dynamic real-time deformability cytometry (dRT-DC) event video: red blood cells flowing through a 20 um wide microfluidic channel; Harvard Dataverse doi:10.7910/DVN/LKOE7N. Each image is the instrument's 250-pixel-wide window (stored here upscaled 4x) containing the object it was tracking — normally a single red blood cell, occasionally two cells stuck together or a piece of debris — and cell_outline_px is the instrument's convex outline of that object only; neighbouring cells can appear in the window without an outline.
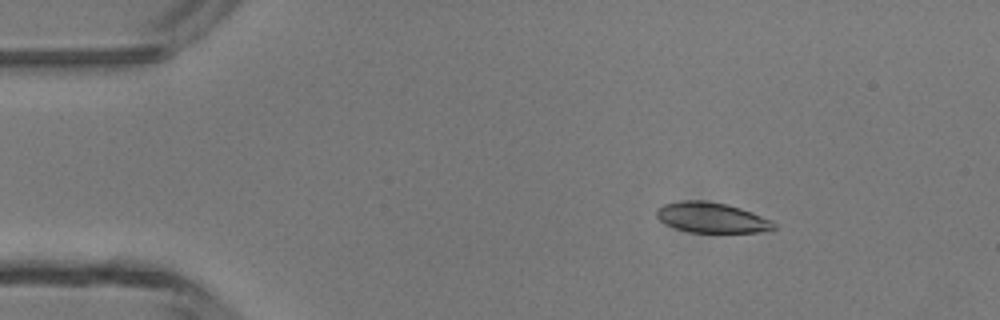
{"species": "common noctule bat (a hibernating species)", "species_latin": "Nyctalus noctula", "temperature_condition": "room temperature", "stored_images_in_passage": 2, "camera_frame_rate_fps": 3000, "um_per_image_px": 0.085, "animal": {"sex": "male", "body_mass_g": 13.3}, "frame": {"image": 1, "passage_image": 1, "time_ms": 0.0, "image_size_px": [1000, 320], "cell_outline_px": [[776, 228], [760, 232], [692, 232], [676, 228], [660, 220], [656, 216], [656, 208], [664, 204], [680, 200], [704, 200], [724, 204], [740, 208], [752, 212], [772, 220], [776, 224]], "centroid_in_image_um": [60.49, 18.49], "position_along_channel_um": 24.5, "area_um2": 20.58}}